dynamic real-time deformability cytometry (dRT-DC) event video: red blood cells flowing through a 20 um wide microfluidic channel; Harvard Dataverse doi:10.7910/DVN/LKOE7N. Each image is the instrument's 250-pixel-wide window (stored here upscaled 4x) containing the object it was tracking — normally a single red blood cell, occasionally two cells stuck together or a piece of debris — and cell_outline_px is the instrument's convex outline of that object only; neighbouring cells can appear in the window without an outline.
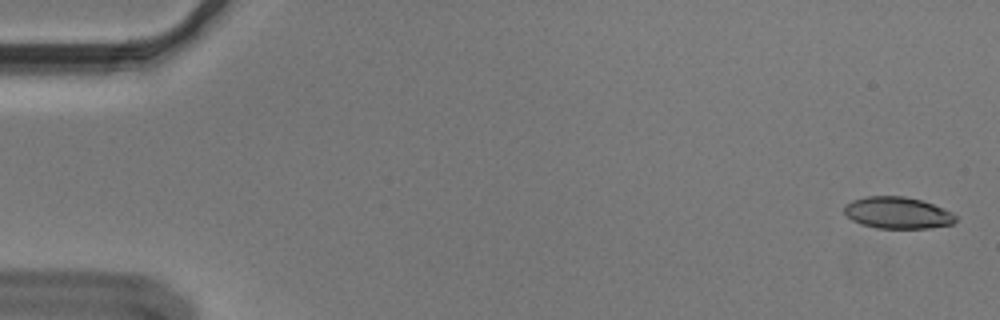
{"species": "Egyptian fruit bat (a non-hibernating species)", "species_latin": "Rousettus aegyptiacus", "temperature_condition": "cold", "stored_images_in_passage": 56, "camera_frame_rate_fps": 3000, "um_per_image_px": 0.085, "animal": {"sex": "male"}, "frame": {"image": 1, "passage_image": 2, "time_ms": 0.333, "image_size_px": [1000, 320], "cell_outline_px": [[956, 220], [952, 224], [928, 228], [876, 228], [860, 224], [852, 220], [844, 212], [844, 208], [852, 200], [868, 196], [904, 196], [920, 200], [944, 208], [952, 212], [956, 216]], "centroid_in_image_um": [76.3, 18.09], "position_along_channel_um": 8.7, "area_um2": 20.46}}
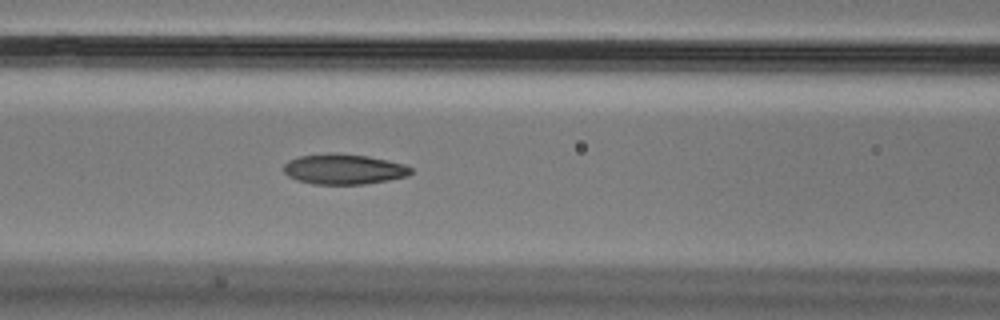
{"frame": {"image": 2, "passage_image": 24, "time_ms": 7.667, "image_size_px": [1000, 320], "cell_outline_px": [[412, 172], [408, 176], [388, 180], [364, 184], [312, 184], [296, 180], [288, 176], [284, 172], [284, 164], [288, 160], [300, 156], [328, 152], [336, 152], [368, 156], [388, 160], [404, 164], [412, 168]], "centroid_in_image_um": [29.21, 14.37], "position_along_channel_um": 137.4, "area_um2": 22.72}}
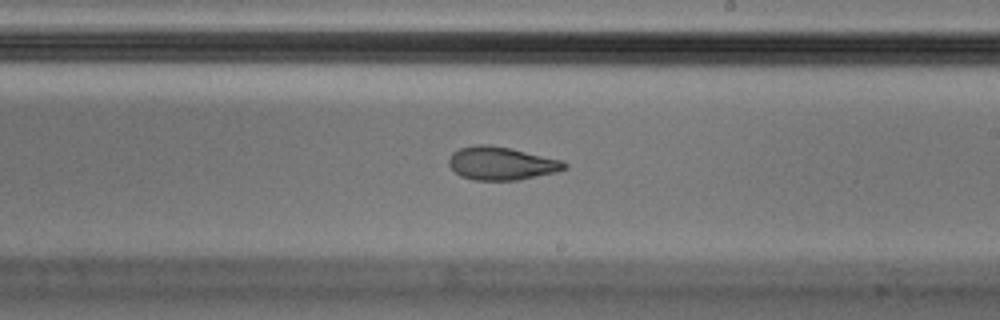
{"frame": {"image": 3, "passage_image": 33, "time_ms": 10.667, "image_size_px": [1000, 320], "cell_outline_px": [[568, 168], [556, 172], [520, 180], [472, 180], [460, 176], [448, 164], [448, 160], [452, 152], [460, 148], [476, 144], [488, 144], [512, 148], [564, 160], [568, 164]], "centroid_in_image_um": [42.65, 13.88], "position_along_channel_um": 246.4, "area_um2": 22.72}, "authors_computed_cell_mechanics": {"area_um2": 22.4264, "velocity_mm_per_s": 3.6367, "shape_relaxation_time_tau1_ms": null, "shape_relaxation_time_tau2_ms": 2.7005, "deformation_change_tau1": null, "deformation_change_tau2": 0.0952}}